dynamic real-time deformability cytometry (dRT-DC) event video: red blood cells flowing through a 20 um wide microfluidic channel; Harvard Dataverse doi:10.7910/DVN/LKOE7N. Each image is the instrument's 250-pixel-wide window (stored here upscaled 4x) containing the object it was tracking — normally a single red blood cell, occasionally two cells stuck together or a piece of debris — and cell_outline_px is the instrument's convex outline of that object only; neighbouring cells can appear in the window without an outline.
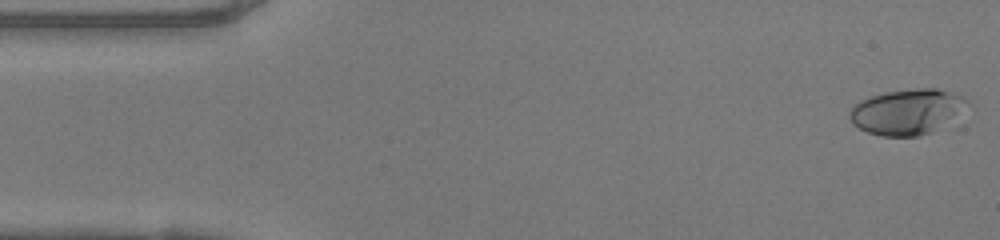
{"species": "human", "species_latin": "Homo sapiens", "temperature_condition": "warm", "stored_images_in_passage": 48, "camera_frame_rate_fps": 3000, "um_per_image_px": 0.085, "donor": {"sex": "female"}, "frame": {"image": 1, "passage_image": 1, "time_ms": 0.0, "image_size_px": [1000, 240], "cell_outline_px": [[976, 108], [932, 132], [920, 136], [880, 136], [868, 132], [852, 124], [848, 116], [848, 112], [860, 100], [884, 92], [916, 88], [936, 88], [964, 96]], "centroid_in_image_um": [77.24, 9.5], "position_along_channel_um": 7.8, "area_um2": 32.14}}
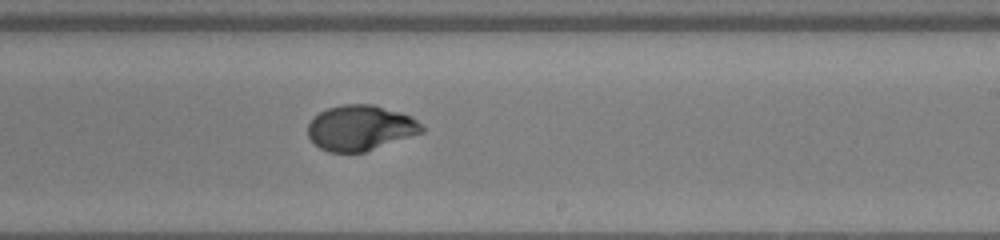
{"frame": {"image": 2, "passage_image": 28, "time_ms": 9.0, "image_size_px": [1000, 240], "cell_outline_px": [[424, 132], [364, 152], [328, 152], [320, 148], [308, 136], [308, 124], [320, 112], [328, 108], [344, 104], [372, 104], [400, 112], [412, 116], [424, 128]], "centroid_in_image_um": [30.64, 10.87], "position_along_channel_um": 258.4, "area_um2": 29.88}}
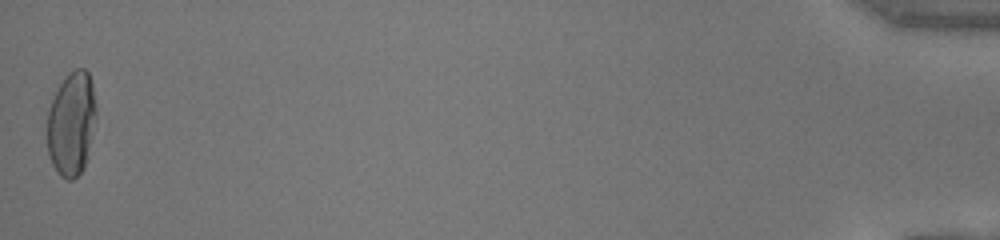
{"frame": {"image": 3, "passage_image": 48, "time_ms": 15.667, "image_size_px": [1000, 240], "cell_outline_px": [[96, 120], [88, 156], [84, 168], [72, 180], [68, 180], [60, 176], [52, 164], [48, 152], [44, 132], [44, 128], [48, 112], [52, 100], [60, 84], [68, 72], [76, 68], [84, 68], [88, 72], [92, 84], [96, 108]], "centroid_in_image_um": [6.05, 10.53], "position_along_channel_um": 429.1, "area_um2": 30.35}, "authors_computed_cell_mechanics": {"area_um2": 29.8826, "velocity_mm_per_s": 4.1669, "shape_relaxation_time_tau1_ms": 5.9392, "shape_relaxation_time_tau2_ms": null, "deformation_change_tau1": 0.2875, "deformation_change_tau2": null}}